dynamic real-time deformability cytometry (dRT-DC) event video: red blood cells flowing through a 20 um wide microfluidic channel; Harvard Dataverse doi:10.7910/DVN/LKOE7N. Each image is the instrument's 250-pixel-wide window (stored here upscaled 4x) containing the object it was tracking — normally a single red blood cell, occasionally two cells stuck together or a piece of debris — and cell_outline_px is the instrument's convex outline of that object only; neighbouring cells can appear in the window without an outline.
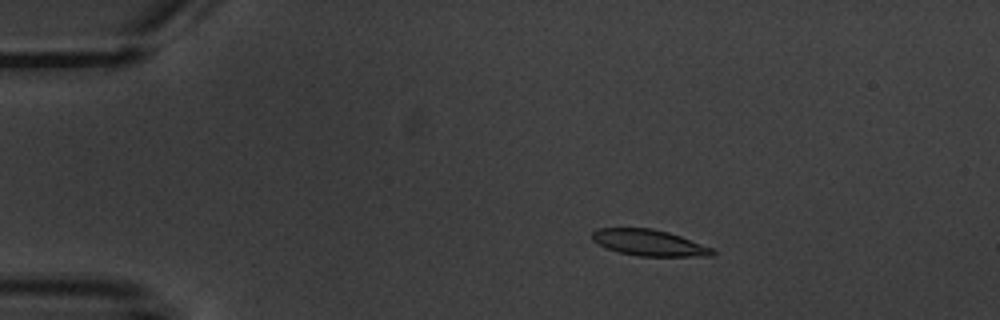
{"species": "common noctule bat (a hibernating species)", "species_latin": "Nyctalus noctula", "temperature_condition": "warm", "stored_images_in_passage": 5, "camera_frame_rate_fps": 3000, "um_per_image_px": 0.085, "animal": {"sex": "male", "body_mass_g": 20.1, "forearm_length_mm": 53.5}, "frame": {"image": 1, "passage_image": 3, "time_ms": 3.333, "image_size_px": [1000, 320], "cell_outline_px": [[716, 252], [712, 256], [636, 256], [620, 252], [608, 248], [592, 240], [592, 232], [596, 228], [652, 228], [668, 232], [680, 236], [712, 248]], "centroid_in_image_um": [55.17, 20.63], "position_along_channel_um": 29.8, "area_um2": 18.21}}